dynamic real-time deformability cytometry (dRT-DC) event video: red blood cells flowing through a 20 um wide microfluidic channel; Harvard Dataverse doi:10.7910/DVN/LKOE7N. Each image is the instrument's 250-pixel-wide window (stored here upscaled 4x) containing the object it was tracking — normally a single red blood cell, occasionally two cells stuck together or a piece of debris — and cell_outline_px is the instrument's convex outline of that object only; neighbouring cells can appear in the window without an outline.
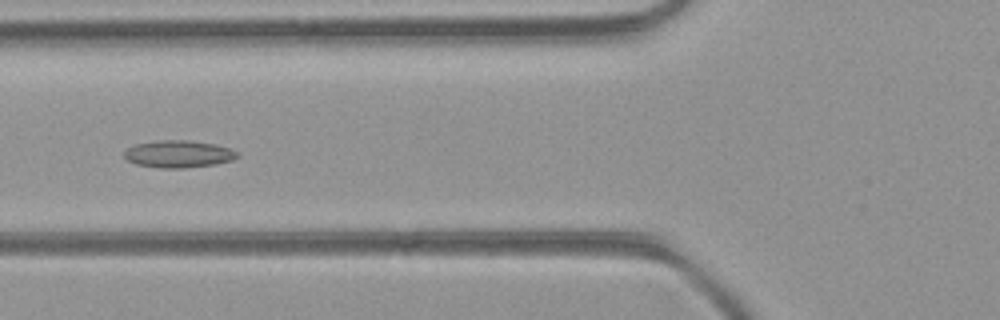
{"species": "common noctule bat (a hibernating species)", "species_latin": "Nyctalus noctula", "temperature_condition": "room temperature", "stored_images_in_passage": 32, "camera_frame_rate_fps": 3000, "um_per_image_px": 0.085, "animal": {"sex": "female", "body_mass_g": 21.9}, "frame": {"image": 1, "passage_image": 9, "time_ms": 2.667, "image_size_px": [1000, 320], "cell_outline_px": [[240, 156], [232, 160], [216, 164], [184, 168], [160, 168], [136, 164], [128, 160], [124, 156], [124, 152], [128, 148], [136, 144], [156, 140], [188, 140], [216, 144], [240, 152]], "centroid_in_image_um": [15.2, 13.09], "position_along_channel_um": 110.6, "area_um2": 18.03}}
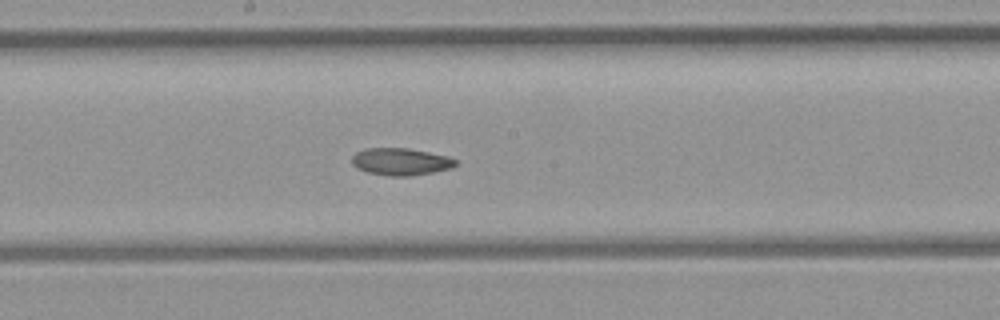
{"frame": {"image": 2, "passage_image": 16, "time_ms": 5.0, "image_size_px": [1000, 320], "cell_outline_px": [[456, 164], [452, 168], [412, 176], [388, 176], [368, 172], [356, 168], [352, 164], [352, 156], [356, 152], [364, 148], [408, 148], [448, 156], [456, 160]], "centroid_in_image_um": [34.04, 13.74], "position_along_channel_um": 214.2, "area_um2": 16.47}}
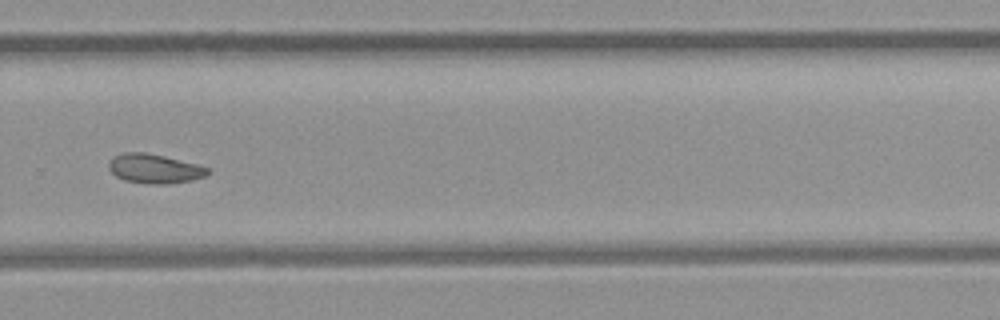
{"frame": {"image": 3, "passage_image": 23, "time_ms": 7.333, "image_size_px": [1000, 320], "cell_outline_px": [[208, 172], [204, 176], [192, 180], [168, 184], [148, 184], [124, 180], [116, 176], [108, 168], [108, 160], [112, 156], [124, 152], [144, 152], [164, 156], [196, 164], [208, 168]], "centroid_in_image_um": [13.06, 14.33], "position_along_channel_um": 316.7, "area_um2": 16.88}, "authors_computed_cell_mechanics": {"area_um2": 17.051, "velocity_mm_per_s": 4.41, "shape_relaxation_time_tau1_ms": 11.2512, "shape_relaxation_time_tau2_ms": 5.2107, "deformation_change_tau1": 0.1802, "deformation_change_tau2": 0.0901}}